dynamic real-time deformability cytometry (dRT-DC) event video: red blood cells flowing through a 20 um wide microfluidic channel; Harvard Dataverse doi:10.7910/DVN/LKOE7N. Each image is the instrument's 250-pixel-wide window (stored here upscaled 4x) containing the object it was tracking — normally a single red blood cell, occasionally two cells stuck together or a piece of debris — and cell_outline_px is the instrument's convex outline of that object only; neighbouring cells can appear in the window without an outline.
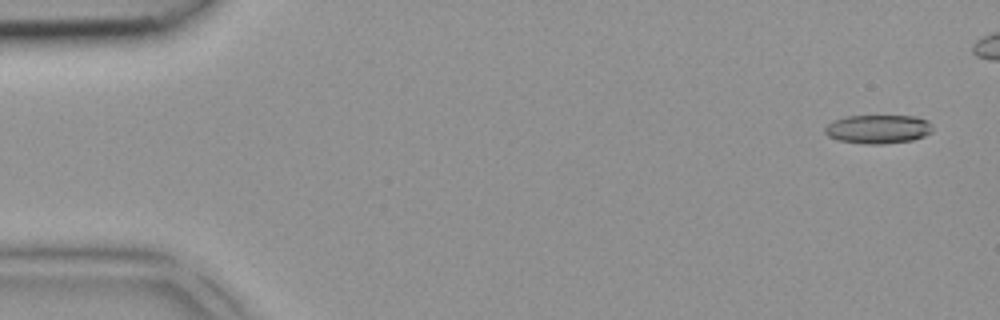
{"species": "common noctule bat (a hibernating species)", "species_latin": "Nyctalus noctula", "temperature_condition": "room temperature", "stored_images_in_passage": 8, "camera_frame_rate_fps": 3000, "um_per_image_px": 0.085, "animal": {"sex": "female", "body_mass_g": 18.4}, "frame": {"image": 1, "passage_image": 1, "time_ms": 0.0, "image_size_px": [1000, 320], "cell_outline_px": [[932, 132], [924, 136], [912, 140], [884, 144], [868, 144], [836, 140], [828, 136], [824, 132], [824, 128], [828, 124], [836, 120], [848, 116], [916, 116], [928, 120], [932, 124]], "centroid_in_image_um": [74.66, 10.98], "position_along_channel_um": 10.3, "area_um2": 18.09}}
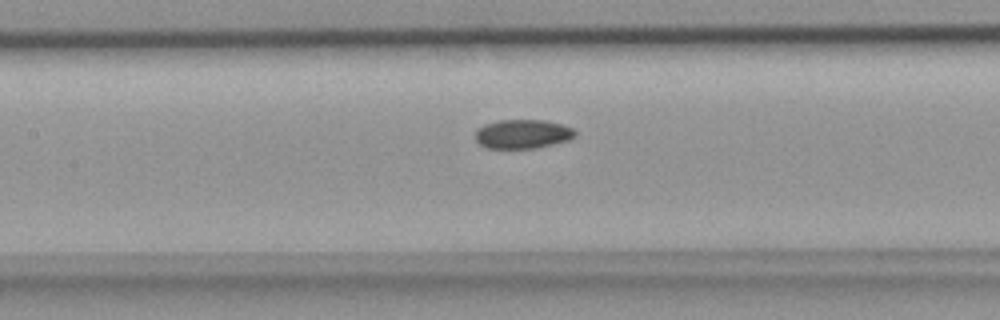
{"frame": {"image": 2, "passage_image": 8, "time_ms": 2.333, "image_size_px": [1000, 320], "cell_outline_px": [[576, 136], [568, 140], [536, 148], [488, 148], [480, 144], [476, 140], [476, 132], [484, 124], [500, 120], [544, 120], [560, 124], [572, 128], [576, 132]], "centroid_in_image_um": [44.44, 11.39], "position_along_channel_um": 163.0, "area_um2": 16.7}}